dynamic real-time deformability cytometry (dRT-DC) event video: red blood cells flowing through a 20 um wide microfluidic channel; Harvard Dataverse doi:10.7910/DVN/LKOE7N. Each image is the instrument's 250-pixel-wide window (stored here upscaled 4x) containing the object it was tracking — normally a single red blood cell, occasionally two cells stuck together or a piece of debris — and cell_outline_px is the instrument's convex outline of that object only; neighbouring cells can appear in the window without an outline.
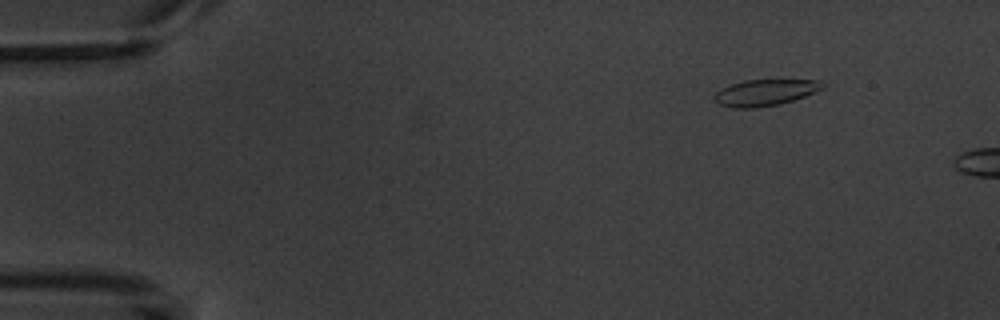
{"species": "common noctule bat (a hibernating species)", "species_latin": "Nyctalus noctula", "temperature_condition": "warm", "stored_images_in_passage": 3, "camera_frame_rate_fps": 3000, "um_per_image_px": 0.085, "animal": {"sex": "male", "body_mass_g": 20.1, "forearm_length_mm": 53.5}, "frame": {"image": 1, "passage_image": 2, "time_ms": 1.0, "image_size_px": [1000, 320], "cell_outline_px": [[824, 88], [804, 96], [780, 104], [756, 108], [732, 108], [720, 104], [716, 100], [716, 92], [732, 84], [744, 80], [780, 76], [820, 80], [824, 84]], "centroid_in_image_um": [65.15, 7.79], "position_along_channel_um": 19.9, "area_um2": 17.4}}